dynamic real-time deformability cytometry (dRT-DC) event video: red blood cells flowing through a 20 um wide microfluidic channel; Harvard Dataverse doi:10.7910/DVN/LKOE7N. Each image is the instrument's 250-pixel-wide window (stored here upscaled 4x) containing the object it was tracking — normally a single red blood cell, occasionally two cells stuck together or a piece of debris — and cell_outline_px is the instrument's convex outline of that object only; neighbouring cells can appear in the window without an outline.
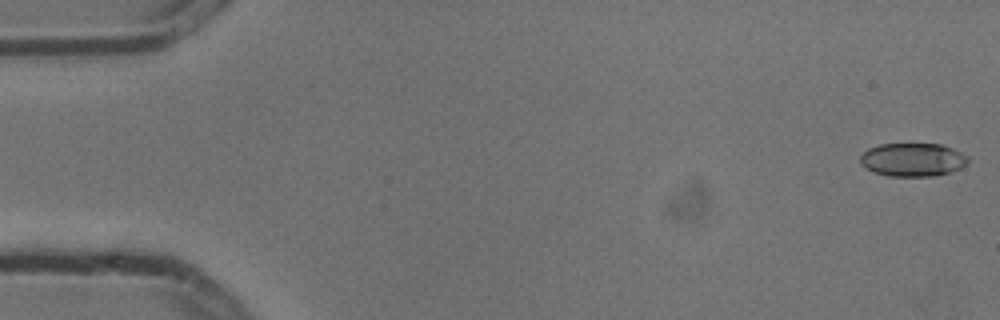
{"species": "common noctule bat (a hibernating species)", "species_latin": "Nyctalus noctula", "temperature_condition": "cold", "stored_images_in_passage": 5, "camera_frame_rate_fps": 3000, "um_per_image_px": 0.085, "animal": {"sex": "male", "body_mass_g": 13.3}, "frame": {"image": 1, "passage_image": 1, "time_ms": 0.0, "image_size_px": [1000, 320], "cell_outline_px": [[968, 164], [960, 168], [936, 176], [888, 176], [876, 172], [860, 164], [860, 156], [868, 148], [880, 144], [940, 144], [952, 148], [968, 156]], "centroid_in_image_um": [77.59, 13.57], "position_along_channel_um": 7.4, "area_um2": 20.87}}
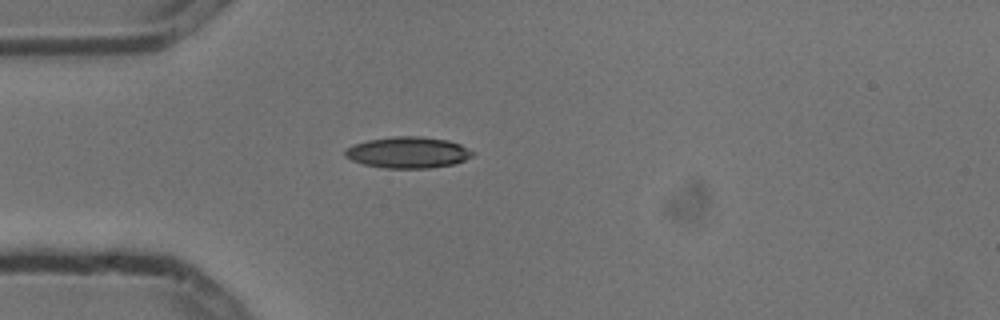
{"frame": {"image": 2, "passage_image": 5, "time_ms": 1.333, "image_size_px": [1000, 320], "cell_outline_px": [[476, 152], [472, 156], [456, 164], [428, 168], [384, 168], [364, 164], [352, 160], [344, 156], [344, 152], [352, 144], [368, 140], [392, 136], [420, 136], [448, 140], [460, 144]], "centroid_in_image_um": [34.69, 12.95], "position_along_channel_um": 50.3, "area_um2": 23.35}}